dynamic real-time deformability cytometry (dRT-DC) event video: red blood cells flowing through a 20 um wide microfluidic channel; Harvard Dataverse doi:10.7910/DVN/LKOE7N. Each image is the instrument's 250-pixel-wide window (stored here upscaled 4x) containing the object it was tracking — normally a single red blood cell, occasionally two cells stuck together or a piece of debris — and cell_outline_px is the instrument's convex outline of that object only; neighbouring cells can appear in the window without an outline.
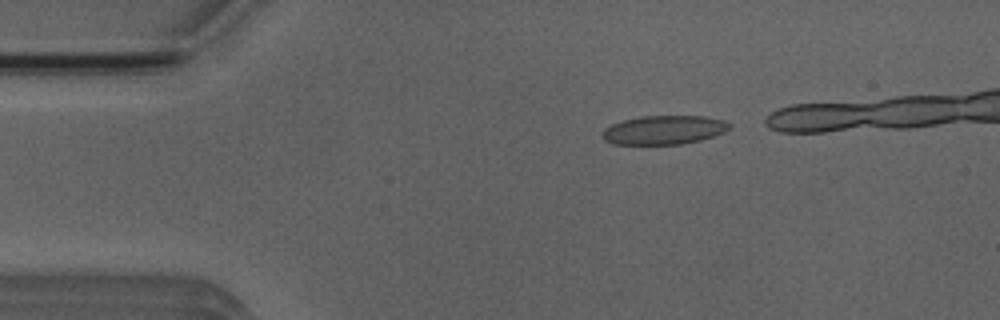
{"species": "Egyptian fruit bat (a non-hibernating species)", "species_latin": "Rousettus aegyptiacus", "temperature_condition": "room temperature", "stored_images_in_passage": 5, "camera_frame_rate_fps": 3000, "um_per_image_px": 0.085, "animal": {"sex": "male"}, "frame": {"image": 1, "passage_image": 1, "time_ms": 0.0, "image_size_px": [1000, 320], "cell_outline_px": [[732, 128], [724, 132], [700, 140], [680, 144], [612, 144], [604, 140], [600, 136], [604, 128], [612, 124], [624, 120], [640, 116], [704, 116], [724, 120], [732, 124]], "centroid_in_image_um": [56.43, 11.04], "position_along_channel_um": 28.6, "area_um2": 21.5}}